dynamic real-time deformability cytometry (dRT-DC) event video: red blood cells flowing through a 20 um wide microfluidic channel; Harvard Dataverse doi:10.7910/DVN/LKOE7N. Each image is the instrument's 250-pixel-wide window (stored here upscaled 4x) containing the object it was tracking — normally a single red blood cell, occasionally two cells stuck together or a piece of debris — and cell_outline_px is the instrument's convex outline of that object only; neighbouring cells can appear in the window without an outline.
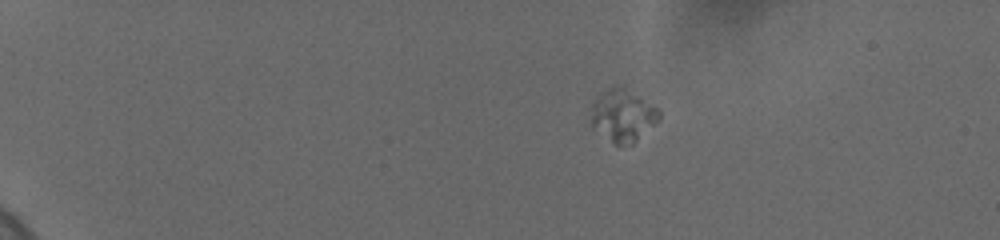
{"species": "human", "species_latin": "Homo sapiens", "temperature_condition": "cold", "stored_images_in_passage": 48, "camera_frame_rate_fps": 3000, "um_per_image_px": 0.085, "donor": {"sex": "female"}, "frame": {"image": 1, "passage_image": 1, "time_ms": 0.0, "image_size_px": [1000, 240], "cell_outline_px": [[660, 120], [656, 124], [632, 144], [616, 144], [592, 128], [592, 104], [604, 92], [612, 88], [624, 88], [656, 108], [660, 112]], "centroid_in_image_um": [52.95, 9.87], "position_along_channel_um": 32.0, "area_um2": 19.83}}
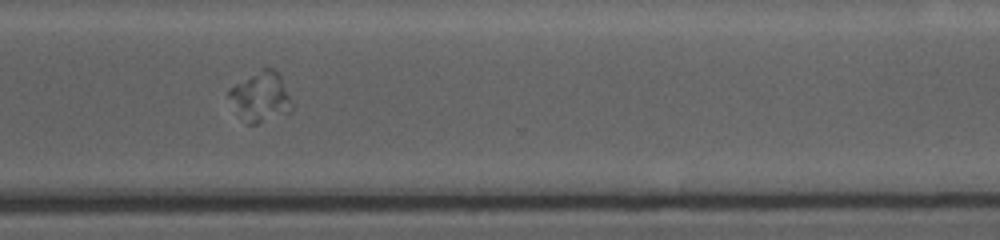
{"frame": {"image": 2, "passage_image": 36, "time_ms": 11.667, "image_size_px": [1000, 240], "cell_outline_px": [[292, 108], [288, 112], [256, 124], [248, 124], [228, 96], [228, 92], [236, 84], [264, 68], [272, 68], [280, 76], [288, 96]], "centroid_in_image_um": [22.16, 8.23], "position_along_channel_um": 348.4, "area_um2": 17.05}}
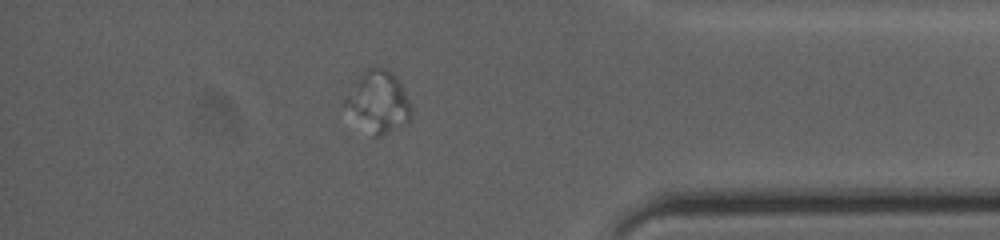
{"frame": {"image": 3, "passage_image": 42, "time_ms": 13.667, "image_size_px": [1000, 240], "cell_outline_px": [[412, 116], [408, 124], [380, 136], [372, 136], [344, 104], [344, 100], [360, 76], [368, 68], [388, 68], [396, 76], [412, 108]], "centroid_in_image_um": [32.23, 8.67], "position_along_channel_um": 403.0, "area_um2": 22.95}}